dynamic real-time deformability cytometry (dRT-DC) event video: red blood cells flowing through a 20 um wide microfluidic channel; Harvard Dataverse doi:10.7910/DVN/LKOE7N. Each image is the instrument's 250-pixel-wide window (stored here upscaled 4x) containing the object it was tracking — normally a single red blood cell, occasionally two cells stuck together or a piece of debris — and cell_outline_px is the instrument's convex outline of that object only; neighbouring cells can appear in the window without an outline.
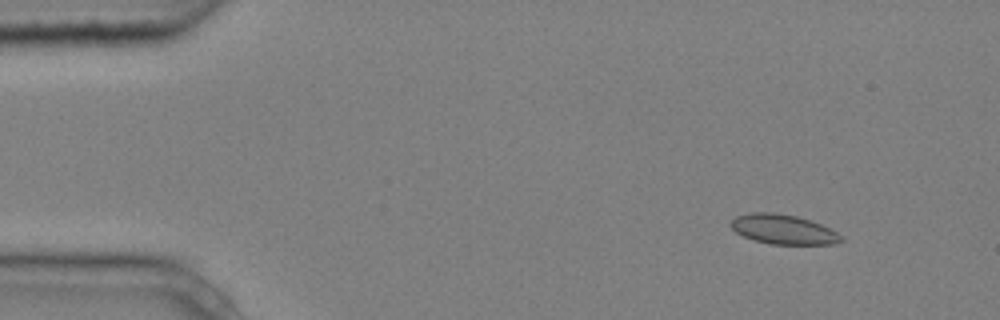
{"species": "common noctule bat (a hibernating species)", "species_latin": "Nyctalus noctula", "temperature_condition": "cold", "stored_images_in_passage": 4, "camera_frame_rate_fps": 3000, "um_per_image_px": 0.085, "animal": {"sex": "male", "body_mass_g": 20.4}, "frame": {"image": 1, "passage_image": 1, "time_ms": 0.0, "image_size_px": [1000, 320], "cell_outline_px": [[844, 240], [832, 244], [772, 244], [752, 240], [736, 232], [728, 224], [736, 216], [752, 212], [772, 212], [796, 216], [820, 224], [836, 232]], "centroid_in_image_um": [66.52, 19.49], "position_along_channel_um": 18.5, "area_um2": 18.84}}
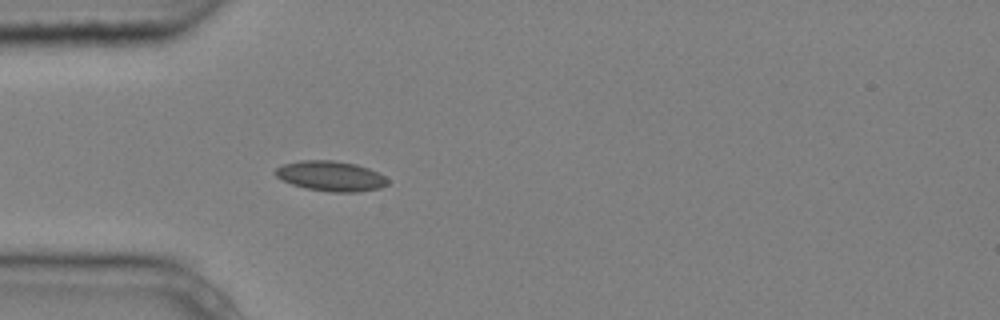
{"frame": {"image": 2, "passage_image": 4, "time_ms": 1.0, "image_size_px": [1000, 320], "cell_outline_px": [[388, 184], [380, 188], [356, 192], [328, 192], [308, 188], [292, 184], [276, 176], [272, 172], [276, 168], [284, 164], [300, 160], [332, 160], [356, 164], [368, 168], [384, 176], [388, 180]], "centroid_in_image_um": [28.1, 14.96], "position_along_channel_um": 56.9, "area_um2": 19.59}}